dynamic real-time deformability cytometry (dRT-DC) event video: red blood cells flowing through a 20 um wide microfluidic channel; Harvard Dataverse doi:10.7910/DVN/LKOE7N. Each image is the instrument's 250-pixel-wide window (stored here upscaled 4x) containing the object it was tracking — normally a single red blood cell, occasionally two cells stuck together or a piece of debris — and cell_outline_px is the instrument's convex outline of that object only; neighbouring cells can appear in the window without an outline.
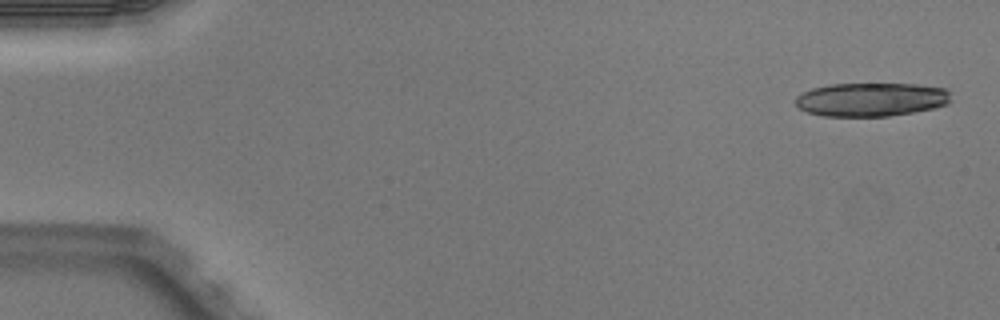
{"species": "Egyptian fruit bat (a non-hibernating species)", "species_latin": "Rousettus aegyptiacus", "temperature_condition": "warm", "stored_images_in_passage": 4, "camera_frame_rate_fps": 3000, "um_per_image_px": 0.085, "animal": {"sex": "male"}, "frame": {"image": 1, "passage_image": 1, "time_ms": 0.0, "image_size_px": [1000, 320], "cell_outline_px": [[952, 100], [948, 104], [936, 108], [888, 116], [824, 116], [808, 112], [800, 108], [796, 104], [796, 96], [812, 88], [832, 84], [916, 84], [944, 88], [948, 92]], "centroid_in_image_um": [74.08, 8.46], "position_along_channel_um": 10.9, "area_um2": 30.4}}